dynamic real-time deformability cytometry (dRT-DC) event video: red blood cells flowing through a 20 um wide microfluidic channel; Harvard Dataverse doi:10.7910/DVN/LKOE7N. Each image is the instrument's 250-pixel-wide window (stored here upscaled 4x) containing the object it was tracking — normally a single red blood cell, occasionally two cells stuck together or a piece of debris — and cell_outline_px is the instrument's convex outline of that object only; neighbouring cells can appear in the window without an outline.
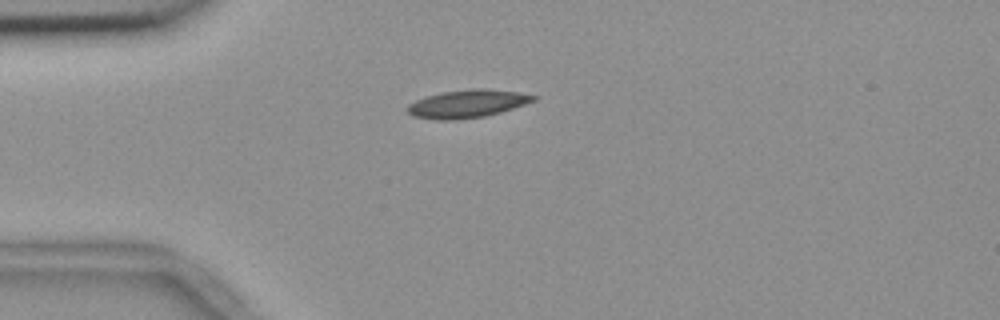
{"species": "common noctule bat (a hibernating species)", "species_latin": "Nyctalus noctula", "temperature_condition": "room temperature", "stored_images_in_passage": 2, "camera_frame_rate_fps": 3000, "um_per_image_px": 0.085, "animal": {"sex": "female", "body_mass_g": 18.4}, "frame": {"image": 1, "passage_image": 1, "time_ms": 0.0, "image_size_px": [1000, 320], "cell_outline_px": [[540, 96], [536, 100], [500, 112], [484, 116], [456, 120], [436, 120], [412, 116], [404, 108], [408, 104], [416, 100], [428, 96], [444, 92], [476, 88], [516, 92]], "centroid_in_image_um": [39.69, 8.83], "position_along_channel_um": 45.3, "area_um2": 20.29}}
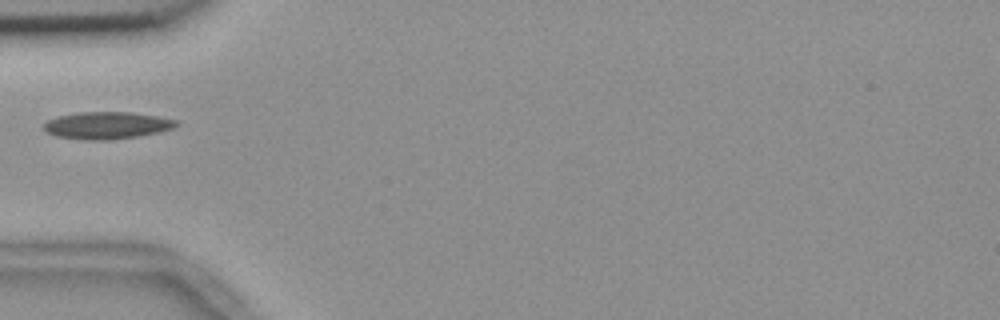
{"frame": {"image": 2, "passage_image": 2, "time_ms": 0.333, "image_size_px": [1000, 320], "cell_outline_px": [[180, 124], [172, 128], [160, 132], [140, 136], [108, 140], [88, 140], [56, 136], [48, 132], [44, 128], [44, 124], [48, 120], [60, 116], [80, 112], [128, 112], [156, 116], [176, 120]], "centroid_in_image_um": [9.12, 10.66], "position_along_channel_um": 75.9, "area_um2": 20.75}}